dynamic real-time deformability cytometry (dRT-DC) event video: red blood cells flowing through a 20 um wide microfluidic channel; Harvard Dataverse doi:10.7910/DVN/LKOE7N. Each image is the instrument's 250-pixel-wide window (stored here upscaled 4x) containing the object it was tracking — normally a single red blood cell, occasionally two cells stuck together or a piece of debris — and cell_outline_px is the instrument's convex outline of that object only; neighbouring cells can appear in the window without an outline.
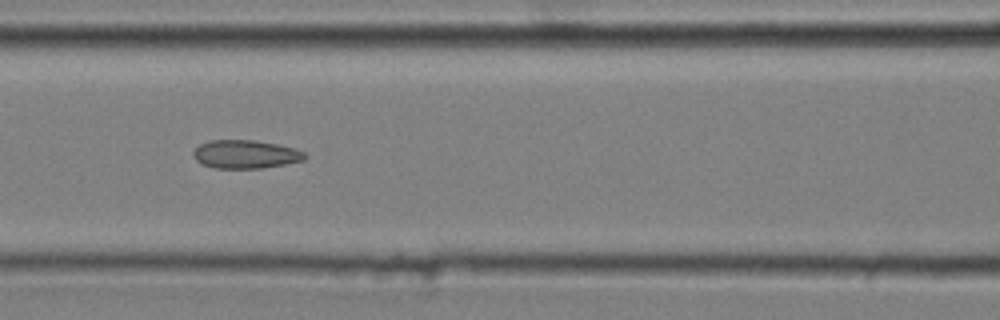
{"species": "common noctule bat (a hibernating species)", "species_latin": "Nyctalus noctula", "temperature_condition": "cold", "stored_images_in_passage": 9, "camera_frame_rate_fps": 3000, "um_per_image_px": 0.085, "animal": {"sex": "male", "body_mass_g": 20.4}, "frame": {"image": 1, "passage_image": 7, "time_ms": 2.0, "image_size_px": [1000, 320], "cell_outline_px": [[308, 156], [304, 160], [284, 164], [260, 168], [216, 168], [200, 164], [192, 156], [192, 152], [200, 144], [208, 140], [256, 140], [296, 148], [304, 152]], "centroid_in_image_um": [20.85, 13.1], "position_along_channel_um": 145.8, "area_um2": 18.55}}
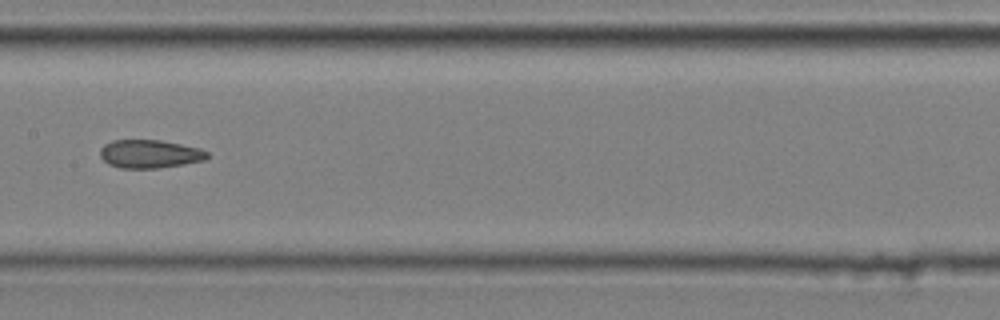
{"frame": {"image": 2, "passage_image": 8, "time_ms": 2.333, "image_size_px": [1000, 320], "cell_outline_px": [[208, 156], [204, 160], [184, 164], [160, 168], [120, 168], [108, 164], [100, 156], [100, 148], [104, 144], [112, 140], [160, 140], [200, 148], [208, 152]], "centroid_in_image_um": [12.71, 13.08], "position_along_channel_um": 194.7, "area_um2": 17.69}}
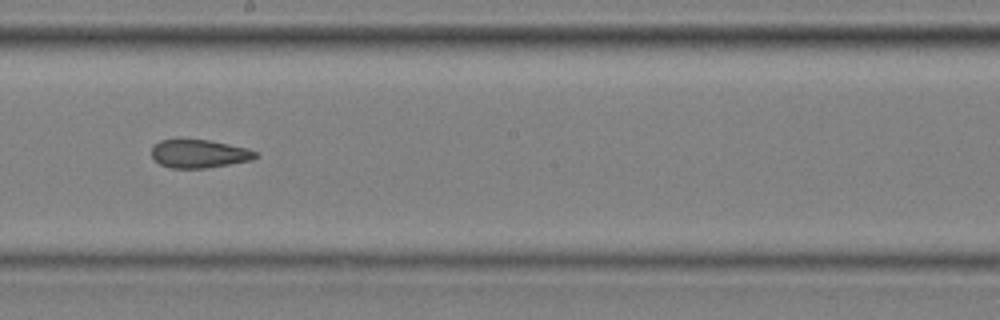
{"frame": {"image": 3, "passage_image": 9, "time_ms": 2.667, "image_size_px": [1000, 320], "cell_outline_px": [[260, 156], [252, 160], [204, 168], [172, 168], [160, 164], [152, 156], [152, 144], [160, 140], [208, 140], [248, 148], [256, 152]], "centroid_in_image_um": [16.93, 13.06], "position_along_channel_um": 231.3, "area_um2": 16.99}}